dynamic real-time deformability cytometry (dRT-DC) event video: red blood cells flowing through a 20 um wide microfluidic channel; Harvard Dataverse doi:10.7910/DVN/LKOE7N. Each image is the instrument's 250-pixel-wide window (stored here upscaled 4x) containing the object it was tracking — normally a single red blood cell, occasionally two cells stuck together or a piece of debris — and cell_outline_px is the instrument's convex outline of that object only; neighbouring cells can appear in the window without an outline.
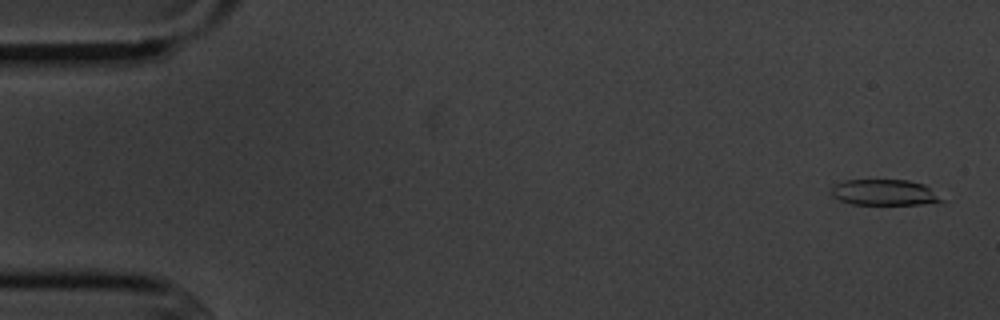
{"species": "common noctule bat (a hibernating species)", "species_latin": "Nyctalus noctula", "temperature_condition": "cold", "stored_images_in_passage": 3, "camera_frame_rate_fps": 3000, "um_per_image_px": 0.085, "animal": {"sex": "male", "body_mass_g": 20.1, "forearm_length_mm": 53.5}, "frame": {"image": 1, "passage_image": 1, "time_ms": 0.0, "image_size_px": [1000, 320], "cell_outline_px": [[944, 200], [920, 204], [852, 204], [840, 200], [832, 196], [832, 188], [836, 184], [844, 180], [908, 180], [924, 184]], "centroid_in_image_um": [75.13, 16.35], "position_along_channel_um": 9.9, "area_um2": 16.3}}